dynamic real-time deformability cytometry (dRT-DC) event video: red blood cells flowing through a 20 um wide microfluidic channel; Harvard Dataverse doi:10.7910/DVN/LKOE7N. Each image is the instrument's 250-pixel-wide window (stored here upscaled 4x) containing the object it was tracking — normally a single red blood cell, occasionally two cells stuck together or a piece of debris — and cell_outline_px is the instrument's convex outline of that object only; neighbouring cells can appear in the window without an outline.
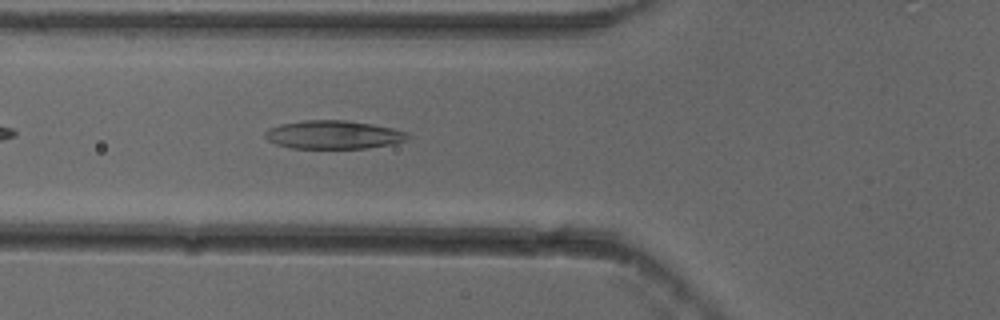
{"species": "common noctule bat (a hibernating species)", "species_latin": "Nyctalus noctula", "temperature_condition": "cold", "stored_images_in_passage": 38, "camera_frame_rate_fps": 3000, "um_per_image_px": 0.085, "animal": {"sex": "female"}, "frame": {"image": 1, "passage_image": 6, "time_ms": 1.667, "image_size_px": [1000, 320], "cell_outline_px": [[412, 136], [404, 140], [392, 144], [368, 148], [292, 148], [276, 144], [268, 140], [264, 136], [264, 132], [268, 128], [280, 124], [304, 120], [344, 120], [372, 124], [392, 128], [408, 132]], "centroid_in_image_um": [28.33, 11.45], "position_along_channel_um": 97.5, "area_um2": 23.64}}
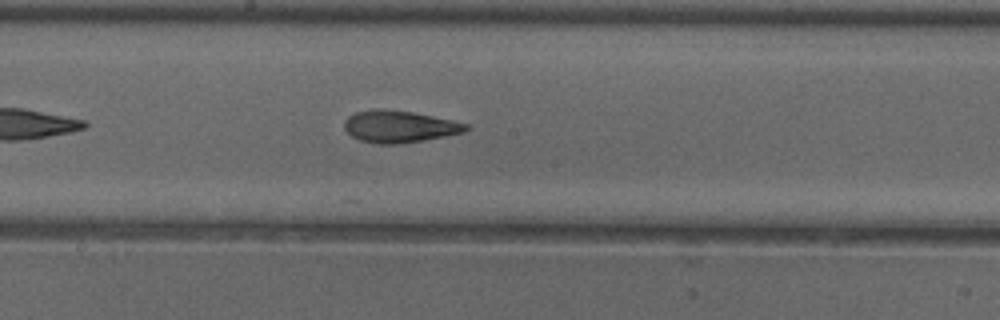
{"frame": {"image": 2, "passage_image": 15, "time_ms": 4.667, "image_size_px": [1000, 320], "cell_outline_px": [[472, 128], [464, 132], [444, 136], [396, 144], [380, 144], [360, 140], [352, 136], [344, 128], [344, 120], [348, 116], [356, 112], [376, 108], [384, 108], [412, 112], [452, 120], [468, 124]], "centroid_in_image_um": [33.93, 10.74], "position_along_channel_um": 214.3, "area_um2": 22.54}}
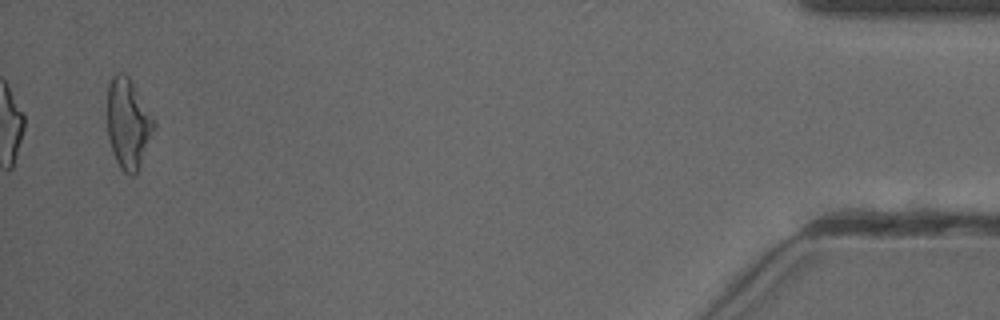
{"frame": {"image": 3, "passage_image": 38, "time_ms": 12.333, "image_size_px": [1000, 320], "cell_outline_px": [[156, 124], [136, 176], [128, 176], [120, 168], [112, 152], [108, 136], [108, 88], [112, 76], [116, 72], [124, 72], [128, 76], [156, 120]], "centroid_in_image_um": [10.9, 10.52], "position_along_channel_um": 424.3, "area_um2": 24.57}, "authors_computed_cell_mechanics": {"area_um2": 22.3975, "velocity_mm_per_s": 3.8574, "shape_relaxation_time_tau1_ms": 7.4668, "shape_relaxation_time_tau2_ms": 3.0734, "deformation_change_tau1": 0.1905, "deformation_change_tau2": 0.1247}}